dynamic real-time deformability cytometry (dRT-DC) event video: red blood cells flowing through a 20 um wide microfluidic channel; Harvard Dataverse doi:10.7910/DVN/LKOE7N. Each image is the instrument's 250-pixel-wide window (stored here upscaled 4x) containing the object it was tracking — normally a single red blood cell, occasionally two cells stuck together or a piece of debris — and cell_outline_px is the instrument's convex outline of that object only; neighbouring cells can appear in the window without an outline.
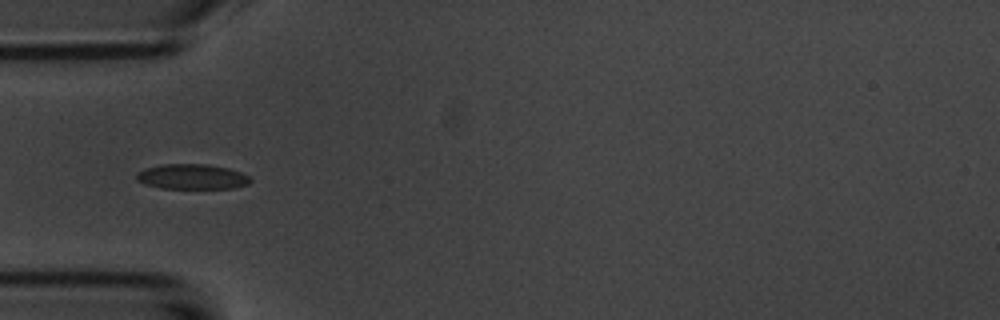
{"species": "common noctule bat (a hibernating species)", "species_latin": "Nyctalus noctula", "temperature_condition": "room temperature", "stored_images_in_passage": 8, "camera_frame_rate_fps": 3000, "um_per_image_px": 0.085, "animal": {"sex": "male", "body_mass_g": 20.1, "forearm_length_mm": 53.5}, "frame": {"image": 1, "passage_image": 6, "time_ms": 6.667, "image_size_px": [1000, 320], "cell_outline_px": [[252, 180], [248, 184], [232, 188], [160, 188], [144, 184], [136, 180], [136, 172], [144, 168], [160, 164], [208, 164], [228, 168], [240, 172], [248, 176]], "centroid_in_image_um": [16.27, 15.01], "position_along_channel_um": 68.7, "area_um2": 16.76}}
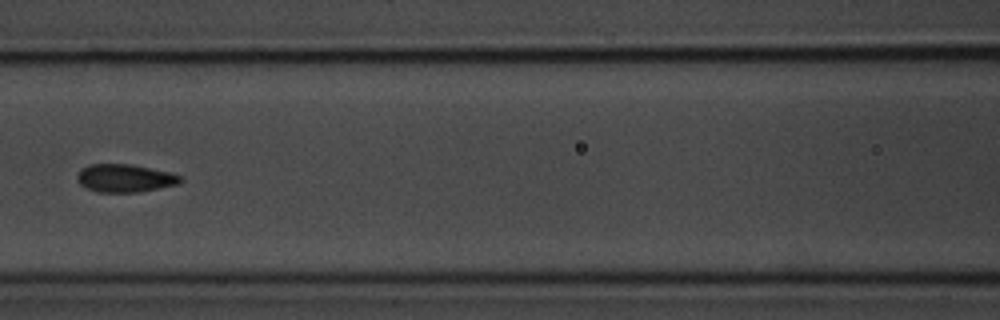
{"frame": {"image": 2, "passage_image": 8, "time_ms": 9.0, "image_size_px": [1000, 320], "cell_outline_px": [[184, 180], [180, 184], [140, 192], [96, 192], [80, 184], [76, 180], [76, 176], [88, 164], [128, 164], [168, 172], [184, 176]], "centroid_in_image_um": [10.66, 15.16], "position_along_channel_um": 155.9, "area_um2": 16.82}}